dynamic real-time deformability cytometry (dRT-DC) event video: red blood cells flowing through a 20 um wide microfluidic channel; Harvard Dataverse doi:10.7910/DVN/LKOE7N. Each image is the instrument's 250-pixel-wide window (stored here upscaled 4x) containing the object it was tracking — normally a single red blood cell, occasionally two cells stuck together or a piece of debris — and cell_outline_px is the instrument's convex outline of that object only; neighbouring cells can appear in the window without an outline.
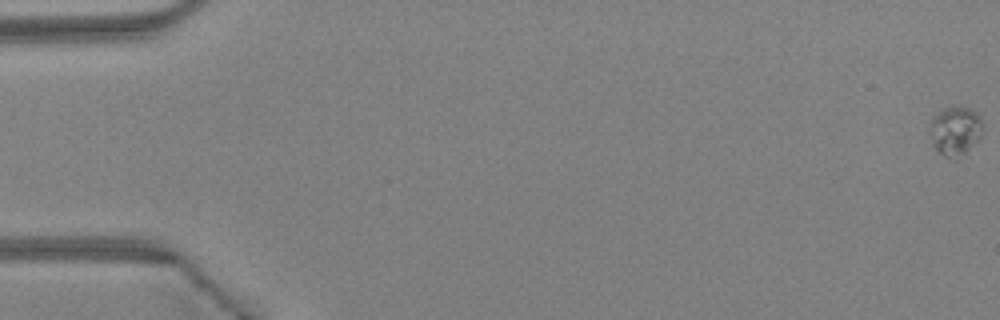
{"species": "Egyptian fruit bat (a non-hibernating species)", "species_latin": "Rousettus aegyptiacus", "temperature_condition": "warm", "stored_images_in_passage": 11, "camera_frame_rate_fps": 3000, "um_per_image_px": 0.085, "animal": {"sex": "female"}, "frame": {"image": 1, "passage_image": 1, "time_ms": 0.0, "image_size_px": [1000, 320], "cell_outline_px": [[984, 128], [980, 136], [968, 152], [956, 160], [952, 160], [936, 152], [932, 144], [928, 132], [928, 128], [936, 112], [944, 108], [956, 104], [960, 104], [976, 112], [980, 116], [984, 124]], "centroid_in_image_um": [81.18, 11.12], "position_along_channel_um": 3.8, "area_um2": 16.01}}